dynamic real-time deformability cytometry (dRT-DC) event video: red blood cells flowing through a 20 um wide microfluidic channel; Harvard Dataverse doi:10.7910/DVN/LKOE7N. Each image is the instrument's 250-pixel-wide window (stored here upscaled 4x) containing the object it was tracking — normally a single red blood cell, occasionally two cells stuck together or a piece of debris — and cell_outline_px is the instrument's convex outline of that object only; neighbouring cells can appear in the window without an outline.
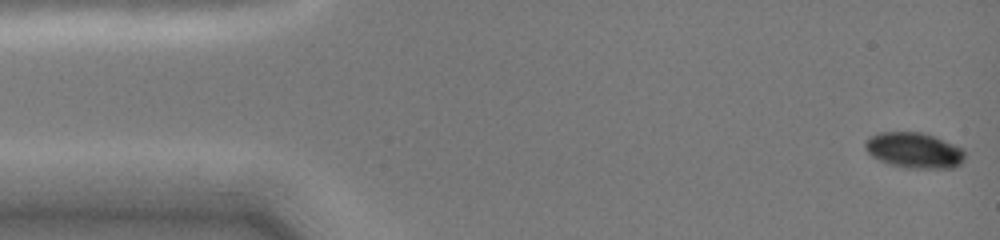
{"species": "common noctule bat (a hibernating species)", "species_latin": "Nyctalus noctula", "temperature_condition": "cold", "stored_images_in_passage": 5, "camera_frame_rate_fps": 3000, "um_per_image_px": 0.085, "animal": {"sex": "female", "body_mass_g": 19.0, "forearm_length_mm": 51.5}, "frame": {"image": 1, "passage_image": 1, "time_ms": 0.0, "image_size_px": [1000, 240], "cell_outline_px": [[964, 160], [956, 168], [904, 168], [888, 164], [872, 156], [864, 148], [864, 144], [868, 136], [880, 132], [924, 132], [936, 136], [964, 148]], "centroid_in_image_um": [77.71, 12.77], "position_along_channel_um": 7.3, "area_um2": 21.1}}
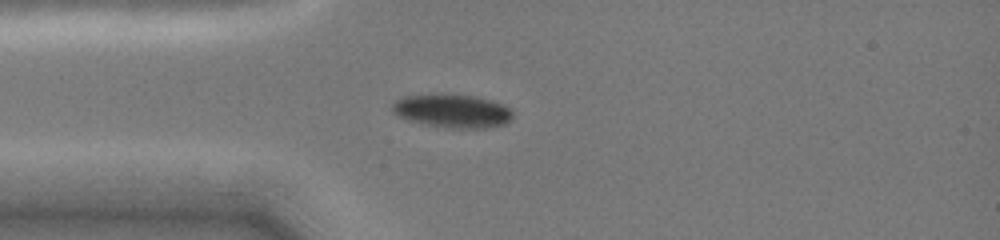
{"frame": {"image": 2, "passage_image": 5, "time_ms": 3.667, "image_size_px": [1000, 240], "cell_outline_px": [[512, 116], [504, 124], [488, 128], [452, 128], [428, 124], [408, 120], [392, 112], [392, 104], [400, 96], [436, 92], [444, 92], [476, 96], [504, 104], [512, 108]], "centroid_in_image_um": [38.43, 9.38], "position_along_channel_um": 46.6, "area_um2": 24.04}}